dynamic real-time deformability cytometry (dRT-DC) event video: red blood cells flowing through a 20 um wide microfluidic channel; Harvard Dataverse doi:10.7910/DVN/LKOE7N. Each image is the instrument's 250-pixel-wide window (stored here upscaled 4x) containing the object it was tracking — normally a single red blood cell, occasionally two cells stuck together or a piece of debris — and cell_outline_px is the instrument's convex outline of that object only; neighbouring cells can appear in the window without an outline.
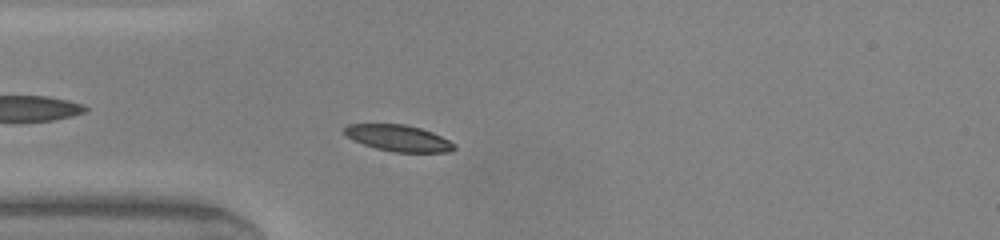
{"species": "common noctule bat (a hibernating species)", "species_latin": "Nyctalus noctula", "temperature_condition": "warm", "stored_images_in_passage": 41, "camera_frame_rate_fps": 3000, "um_per_image_px": 0.085, "animal": {"sex": "male", "body_mass_g": 20.0, "forearm_length_mm": 53.3}, "frame": {"image": 1, "passage_image": 6, "time_ms": 1.667, "image_size_px": [1000, 240], "cell_outline_px": [[456, 148], [452, 152], [392, 152], [376, 148], [364, 144], [348, 136], [344, 132], [344, 128], [348, 124], [404, 124], [420, 128], [432, 132], [456, 144]], "centroid_in_image_um": [33.91, 11.74], "position_along_channel_um": 51.1, "area_um2": 16.7}}
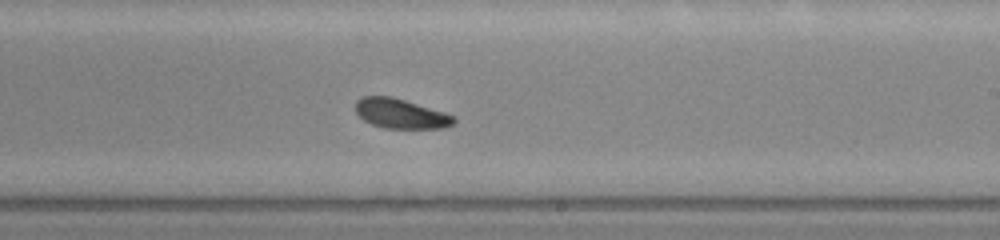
{"frame": {"image": 2, "passage_image": 21, "time_ms": 6.667, "image_size_px": [1000, 240], "cell_outline_px": [[456, 120], [452, 124], [444, 128], [384, 128], [372, 124], [364, 120], [356, 112], [356, 100], [364, 96], [392, 96], [444, 112], [456, 116]], "centroid_in_image_um": [34.07, 9.65], "position_along_channel_um": 254.9, "area_um2": 16.94}}
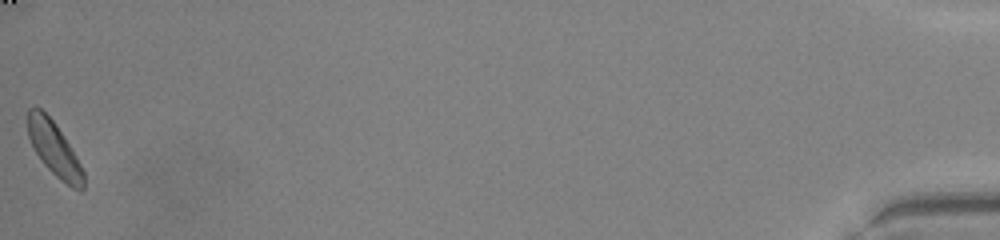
{"frame": {"image": 3, "passage_image": 41, "time_ms": 13.333, "image_size_px": [1000, 240], "cell_outline_px": [[84, 188], [80, 192], [72, 188], [60, 180], [40, 160], [28, 136], [28, 108], [40, 108], [56, 124], [76, 156], [84, 172]], "centroid_in_image_um": [4.63, 12.7], "position_along_channel_um": 430.6, "area_um2": 17.34}, "authors_computed_cell_mechanics": {"area_um2": 17.2244, "velocity_mm_per_s": 4.2069, "shape_relaxation_time_tau1_ms": 2.0353, "shape_relaxation_time_tau2_ms": 6.5919, "deformation_change_tau1": 0.0946, "deformation_change_tau2": 0.1438}}